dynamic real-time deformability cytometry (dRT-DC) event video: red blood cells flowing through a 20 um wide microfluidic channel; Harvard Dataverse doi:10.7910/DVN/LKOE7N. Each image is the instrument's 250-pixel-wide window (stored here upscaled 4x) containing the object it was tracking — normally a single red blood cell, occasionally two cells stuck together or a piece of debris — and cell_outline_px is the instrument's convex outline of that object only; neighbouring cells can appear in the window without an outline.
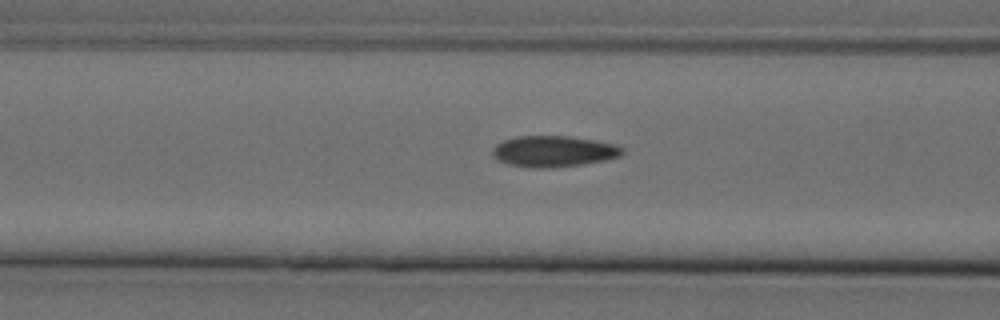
{"species": "Egyptian fruit bat (a non-hibernating species)", "species_latin": "Rousettus aegyptiacus", "temperature_condition": "cold", "stored_images_in_passage": 14, "camera_frame_rate_fps": 3000, "um_per_image_px": 0.085, "animal": {"sex": "female"}, "frame": {"image": 1, "passage_image": 8, "time_ms": 2.333, "image_size_px": [1000, 320], "cell_outline_px": [[624, 152], [620, 156], [604, 160], [584, 164], [552, 168], [536, 168], [508, 164], [500, 160], [492, 152], [492, 148], [496, 144], [504, 140], [520, 136], [568, 136], [596, 140], [616, 144], [624, 148]], "centroid_in_image_um": [47.11, 12.86], "position_along_channel_um": 119.5, "area_um2": 23.47}}